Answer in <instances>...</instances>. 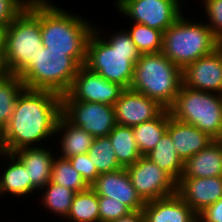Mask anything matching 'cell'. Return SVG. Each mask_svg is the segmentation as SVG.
Wrapping results in <instances>:
<instances>
[{"mask_svg": "<svg viewBox=\"0 0 222 222\" xmlns=\"http://www.w3.org/2000/svg\"><path fill=\"white\" fill-rule=\"evenodd\" d=\"M61 115L60 95L48 90L24 88L4 128L5 152L13 153L21 148L39 147L42 142H49L47 140L55 134Z\"/></svg>", "mask_w": 222, "mask_h": 222, "instance_id": "cell-1", "label": "cell"}, {"mask_svg": "<svg viewBox=\"0 0 222 222\" xmlns=\"http://www.w3.org/2000/svg\"><path fill=\"white\" fill-rule=\"evenodd\" d=\"M26 7L40 20L43 45L50 51L67 52V56L83 66L94 22L62 9L51 0H29Z\"/></svg>", "mask_w": 222, "mask_h": 222, "instance_id": "cell-2", "label": "cell"}, {"mask_svg": "<svg viewBox=\"0 0 222 222\" xmlns=\"http://www.w3.org/2000/svg\"><path fill=\"white\" fill-rule=\"evenodd\" d=\"M101 28L95 25L89 37L84 66L106 80L129 89L134 66L141 53L126 29L113 31L114 34L105 37Z\"/></svg>", "mask_w": 222, "mask_h": 222, "instance_id": "cell-3", "label": "cell"}, {"mask_svg": "<svg viewBox=\"0 0 222 222\" xmlns=\"http://www.w3.org/2000/svg\"><path fill=\"white\" fill-rule=\"evenodd\" d=\"M183 15L163 32L162 47V53L181 70L222 45L206 23Z\"/></svg>", "mask_w": 222, "mask_h": 222, "instance_id": "cell-4", "label": "cell"}, {"mask_svg": "<svg viewBox=\"0 0 222 222\" xmlns=\"http://www.w3.org/2000/svg\"><path fill=\"white\" fill-rule=\"evenodd\" d=\"M183 84L182 70L162 52L141 54L134 66L131 90L168 109Z\"/></svg>", "mask_w": 222, "mask_h": 222, "instance_id": "cell-5", "label": "cell"}, {"mask_svg": "<svg viewBox=\"0 0 222 222\" xmlns=\"http://www.w3.org/2000/svg\"><path fill=\"white\" fill-rule=\"evenodd\" d=\"M80 67L67 52L50 51L44 46L18 76L27 89L48 90L62 96L69 92Z\"/></svg>", "mask_w": 222, "mask_h": 222, "instance_id": "cell-6", "label": "cell"}, {"mask_svg": "<svg viewBox=\"0 0 222 222\" xmlns=\"http://www.w3.org/2000/svg\"><path fill=\"white\" fill-rule=\"evenodd\" d=\"M168 111L172 118L194 125L214 140L222 138L221 94L189 89L182 84Z\"/></svg>", "mask_w": 222, "mask_h": 222, "instance_id": "cell-7", "label": "cell"}, {"mask_svg": "<svg viewBox=\"0 0 222 222\" xmlns=\"http://www.w3.org/2000/svg\"><path fill=\"white\" fill-rule=\"evenodd\" d=\"M5 29L6 65L11 75L18 76L44 47L40 20L25 7Z\"/></svg>", "mask_w": 222, "mask_h": 222, "instance_id": "cell-8", "label": "cell"}, {"mask_svg": "<svg viewBox=\"0 0 222 222\" xmlns=\"http://www.w3.org/2000/svg\"><path fill=\"white\" fill-rule=\"evenodd\" d=\"M61 100L62 115L94 138L108 136L117 125L113 105L77 101L69 93L62 95Z\"/></svg>", "mask_w": 222, "mask_h": 222, "instance_id": "cell-9", "label": "cell"}, {"mask_svg": "<svg viewBox=\"0 0 222 222\" xmlns=\"http://www.w3.org/2000/svg\"><path fill=\"white\" fill-rule=\"evenodd\" d=\"M184 0H115L116 10L134 23L165 31L183 13Z\"/></svg>", "mask_w": 222, "mask_h": 222, "instance_id": "cell-10", "label": "cell"}, {"mask_svg": "<svg viewBox=\"0 0 222 222\" xmlns=\"http://www.w3.org/2000/svg\"><path fill=\"white\" fill-rule=\"evenodd\" d=\"M126 170L133 187L145 202L176 194V182L145 156Z\"/></svg>", "mask_w": 222, "mask_h": 222, "instance_id": "cell-11", "label": "cell"}, {"mask_svg": "<svg viewBox=\"0 0 222 222\" xmlns=\"http://www.w3.org/2000/svg\"><path fill=\"white\" fill-rule=\"evenodd\" d=\"M124 90L120 84L106 80L83 65L79 68L68 93L77 101L114 106Z\"/></svg>", "mask_w": 222, "mask_h": 222, "instance_id": "cell-12", "label": "cell"}, {"mask_svg": "<svg viewBox=\"0 0 222 222\" xmlns=\"http://www.w3.org/2000/svg\"><path fill=\"white\" fill-rule=\"evenodd\" d=\"M183 85L189 89L222 95V45L182 70Z\"/></svg>", "mask_w": 222, "mask_h": 222, "instance_id": "cell-13", "label": "cell"}, {"mask_svg": "<svg viewBox=\"0 0 222 222\" xmlns=\"http://www.w3.org/2000/svg\"><path fill=\"white\" fill-rule=\"evenodd\" d=\"M98 197H108L129 207L132 211L142 210L145 201L132 185L126 168L100 174L90 186Z\"/></svg>", "mask_w": 222, "mask_h": 222, "instance_id": "cell-14", "label": "cell"}, {"mask_svg": "<svg viewBox=\"0 0 222 222\" xmlns=\"http://www.w3.org/2000/svg\"><path fill=\"white\" fill-rule=\"evenodd\" d=\"M116 123L133 127L156 118L165 108L156 100L131 89H125L115 105Z\"/></svg>", "mask_w": 222, "mask_h": 222, "instance_id": "cell-15", "label": "cell"}, {"mask_svg": "<svg viewBox=\"0 0 222 222\" xmlns=\"http://www.w3.org/2000/svg\"><path fill=\"white\" fill-rule=\"evenodd\" d=\"M176 193L198 215L222 198V176L211 178H180Z\"/></svg>", "mask_w": 222, "mask_h": 222, "instance_id": "cell-16", "label": "cell"}, {"mask_svg": "<svg viewBox=\"0 0 222 222\" xmlns=\"http://www.w3.org/2000/svg\"><path fill=\"white\" fill-rule=\"evenodd\" d=\"M167 132L180 159L185 162L211 144L214 139L194 125L179 121L170 116Z\"/></svg>", "mask_w": 222, "mask_h": 222, "instance_id": "cell-17", "label": "cell"}, {"mask_svg": "<svg viewBox=\"0 0 222 222\" xmlns=\"http://www.w3.org/2000/svg\"><path fill=\"white\" fill-rule=\"evenodd\" d=\"M142 211L144 222H198V215L177 193L146 202Z\"/></svg>", "mask_w": 222, "mask_h": 222, "instance_id": "cell-18", "label": "cell"}, {"mask_svg": "<svg viewBox=\"0 0 222 222\" xmlns=\"http://www.w3.org/2000/svg\"><path fill=\"white\" fill-rule=\"evenodd\" d=\"M51 148L44 146L21 148L13 154L22 162L28 172L32 186L37 190L48 184L51 179L55 155ZM54 155V156H53Z\"/></svg>", "mask_w": 222, "mask_h": 222, "instance_id": "cell-19", "label": "cell"}, {"mask_svg": "<svg viewBox=\"0 0 222 222\" xmlns=\"http://www.w3.org/2000/svg\"><path fill=\"white\" fill-rule=\"evenodd\" d=\"M222 176V142L214 140L184 162L180 178H211Z\"/></svg>", "mask_w": 222, "mask_h": 222, "instance_id": "cell-20", "label": "cell"}, {"mask_svg": "<svg viewBox=\"0 0 222 222\" xmlns=\"http://www.w3.org/2000/svg\"><path fill=\"white\" fill-rule=\"evenodd\" d=\"M0 159L9 161L4 164L8 165L5 166L7 168H3L4 172L0 173V196L8 194L11 197L22 198L28 197V194L37 193L30 182L25 166L13 153L4 152L0 154Z\"/></svg>", "mask_w": 222, "mask_h": 222, "instance_id": "cell-21", "label": "cell"}, {"mask_svg": "<svg viewBox=\"0 0 222 222\" xmlns=\"http://www.w3.org/2000/svg\"><path fill=\"white\" fill-rule=\"evenodd\" d=\"M54 136H60L58 145L61 158L68 159L75 155L88 153L93 144L94 137L80 127L74 126L63 115L56 124Z\"/></svg>", "mask_w": 222, "mask_h": 222, "instance_id": "cell-22", "label": "cell"}, {"mask_svg": "<svg viewBox=\"0 0 222 222\" xmlns=\"http://www.w3.org/2000/svg\"><path fill=\"white\" fill-rule=\"evenodd\" d=\"M145 157L165 171L176 183L183 174L184 162L177 155L171 136L167 131L155 148Z\"/></svg>", "mask_w": 222, "mask_h": 222, "instance_id": "cell-23", "label": "cell"}, {"mask_svg": "<svg viewBox=\"0 0 222 222\" xmlns=\"http://www.w3.org/2000/svg\"><path fill=\"white\" fill-rule=\"evenodd\" d=\"M170 113L164 109L156 118L132 127L134 138L142 156L155 148L163 134L167 131Z\"/></svg>", "mask_w": 222, "mask_h": 222, "instance_id": "cell-24", "label": "cell"}, {"mask_svg": "<svg viewBox=\"0 0 222 222\" xmlns=\"http://www.w3.org/2000/svg\"><path fill=\"white\" fill-rule=\"evenodd\" d=\"M118 163L126 168L142 155L139 153L132 127L116 125L108 135Z\"/></svg>", "mask_w": 222, "mask_h": 222, "instance_id": "cell-25", "label": "cell"}, {"mask_svg": "<svg viewBox=\"0 0 222 222\" xmlns=\"http://www.w3.org/2000/svg\"><path fill=\"white\" fill-rule=\"evenodd\" d=\"M41 190L43 194L41 193V199L39 198L40 205H43L48 212L51 211L50 214L54 213L65 220L76 192L50 181Z\"/></svg>", "mask_w": 222, "mask_h": 222, "instance_id": "cell-26", "label": "cell"}, {"mask_svg": "<svg viewBox=\"0 0 222 222\" xmlns=\"http://www.w3.org/2000/svg\"><path fill=\"white\" fill-rule=\"evenodd\" d=\"M67 222H99V202L96 192L89 187L74 195Z\"/></svg>", "mask_w": 222, "mask_h": 222, "instance_id": "cell-27", "label": "cell"}, {"mask_svg": "<svg viewBox=\"0 0 222 222\" xmlns=\"http://www.w3.org/2000/svg\"><path fill=\"white\" fill-rule=\"evenodd\" d=\"M54 154L55 158L53 161L50 182L69 188L76 193L87 190L90 186L72 167L70 161L68 159L59 157V154L56 152Z\"/></svg>", "mask_w": 222, "mask_h": 222, "instance_id": "cell-28", "label": "cell"}, {"mask_svg": "<svg viewBox=\"0 0 222 222\" xmlns=\"http://www.w3.org/2000/svg\"><path fill=\"white\" fill-rule=\"evenodd\" d=\"M25 88L19 76L10 75L0 81V126L4 129L9 123L18 95Z\"/></svg>", "mask_w": 222, "mask_h": 222, "instance_id": "cell-29", "label": "cell"}, {"mask_svg": "<svg viewBox=\"0 0 222 222\" xmlns=\"http://www.w3.org/2000/svg\"><path fill=\"white\" fill-rule=\"evenodd\" d=\"M88 155L99 174L123 168L117 161L108 136L95 138Z\"/></svg>", "mask_w": 222, "mask_h": 222, "instance_id": "cell-30", "label": "cell"}, {"mask_svg": "<svg viewBox=\"0 0 222 222\" xmlns=\"http://www.w3.org/2000/svg\"><path fill=\"white\" fill-rule=\"evenodd\" d=\"M132 24V28L127 29V32L141 54L162 52L163 31L140 23Z\"/></svg>", "mask_w": 222, "mask_h": 222, "instance_id": "cell-31", "label": "cell"}, {"mask_svg": "<svg viewBox=\"0 0 222 222\" xmlns=\"http://www.w3.org/2000/svg\"><path fill=\"white\" fill-rule=\"evenodd\" d=\"M99 222H112L132 212V210L114 199L98 197Z\"/></svg>", "mask_w": 222, "mask_h": 222, "instance_id": "cell-32", "label": "cell"}, {"mask_svg": "<svg viewBox=\"0 0 222 222\" xmlns=\"http://www.w3.org/2000/svg\"><path fill=\"white\" fill-rule=\"evenodd\" d=\"M204 6L205 23L222 42V0H201Z\"/></svg>", "mask_w": 222, "mask_h": 222, "instance_id": "cell-33", "label": "cell"}, {"mask_svg": "<svg viewBox=\"0 0 222 222\" xmlns=\"http://www.w3.org/2000/svg\"><path fill=\"white\" fill-rule=\"evenodd\" d=\"M68 160L89 186H91L100 175L90 160L88 153L72 156L68 158Z\"/></svg>", "mask_w": 222, "mask_h": 222, "instance_id": "cell-34", "label": "cell"}, {"mask_svg": "<svg viewBox=\"0 0 222 222\" xmlns=\"http://www.w3.org/2000/svg\"><path fill=\"white\" fill-rule=\"evenodd\" d=\"M29 0H0V28H6L27 6Z\"/></svg>", "mask_w": 222, "mask_h": 222, "instance_id": "cell-35", "label": "cell"}, {"mask_svg": "<svg viewBox=\"0 0 222 222\" xmlns=\"http://www.w3.org/2000/svg\"><path fill=\"white\" fill-rule=\"evenodd\" d=\"M198 222H222V198L198 214Z\"/></svg>", "mask_w": 222, "mask_h": 222, "instance_id": "cell-36", "label": "cell"}, {"mask_svg": "<svg viewBox=\"0 0 222 222\" xmlns=\"http://www.w3.org/2000/svg\"><path fill=\"white\" fill-rule=\"evenodd\" d=\"M112 222H144V214L142 210L132 211Z\"/></svg>", "mask_w": 222, "mask_h": 222, "instance_id": "cell-37", "label": "cell"}, {"mask_svg": "<svg viewBox=\"0 0 222 222\" xmlns=\"http://www.w3.org/2000/svg\"><path fill=\"white\" fill-rule=\"evenodd\" d=\"M10 71L6 65L5 54H0V81L10 76Z\"/></svg>", "mask_w": 222, "mask_h": 222, "instance_id": "cell-38", "label": "cell"}, {"mask_svg": "<svg viewBox=\"0 0 222 222\" xmlns=\"http://www.w3.org/2000/svg\"><path fill=\"white\" fill-rule=\"evenodd\" d=\"M6 29L0 28V54H5Z\"/></svg>", "mask_w": 222, "mask_h": 222, "instance_id": "cell-39", "label": "cell"}, {"mask_svg": "<svg viewBox=\"0 0 222 222\" xmlns=\"http://www.w3.org/2000/svg\"><path fill=\"white\" fill-rule=\"evenodd\" d=\"M5 152L4 129L0 126V154Z\"/></svg>", "mask_w": 222, "mask_h": 222, "instance_id": "cell-40", "label": "cell"}]
</instances>
